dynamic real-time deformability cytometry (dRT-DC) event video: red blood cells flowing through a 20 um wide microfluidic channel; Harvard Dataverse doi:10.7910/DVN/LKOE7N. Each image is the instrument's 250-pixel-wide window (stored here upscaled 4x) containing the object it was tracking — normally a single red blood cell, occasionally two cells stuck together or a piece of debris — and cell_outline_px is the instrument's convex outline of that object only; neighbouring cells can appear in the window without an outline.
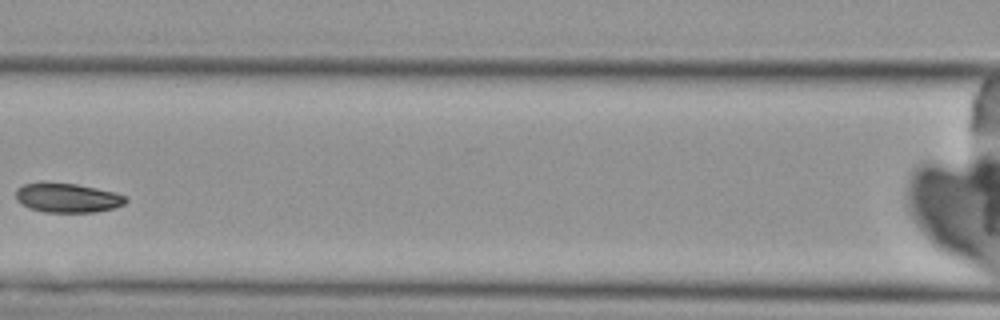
{"species": "Egyptian fruit bat (a non-hibernating species)", "species_latin": "Rousettus aegyptiacus", "temperature_condition": "cold", "stored_images_in_passage": 5, "camera_frame_rate_fps": 3000, "um_per_image_px": 0.085, "animal": {"sex": "female"}, "frame": {"image": 1, "passage_image": 4, "time_ms": 3.333, "image_size_px": [1000, 320], "cell_outline_px": [[128, 200], [124, 204], [112, 208], [96, 212], [44, 212], [28, 208], [20, 204], [16, 200], [16, 188], [24, 184], [76, 184], [116, 192], [124, 196]], "centroid_in_image_um": [5.73, 16.84], "position_along_channel_um": 160.9, "area_um2": 18.5}}
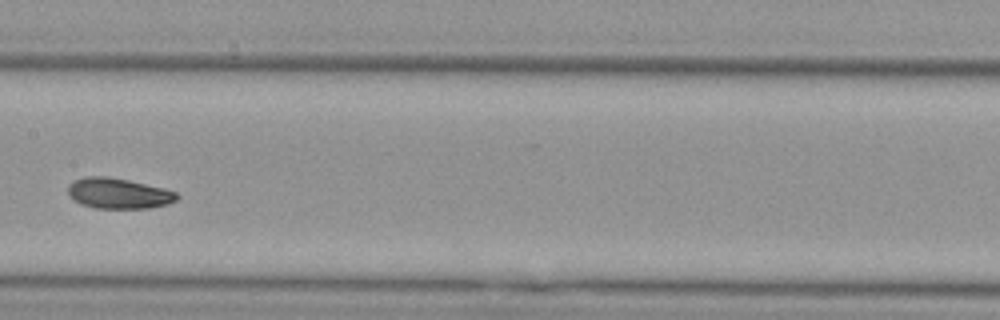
{"frame": {"image": 2, "passage_image": 5, "time_ms": 4.333, "image_size_px": [1000, 320], "cell_outline_px": [[180, 196], [176, 200], [168, 204], [148, 208], [96, 208], [80, 204], [68, 192], [68, 184], [84, 176], [108, 176], [128, 180], [164, 188], [176, 192]], "centroid_in_image_um": [10.09, 16.43], "position_along_channel_um": 197.3, "area_um2": 19.31}}